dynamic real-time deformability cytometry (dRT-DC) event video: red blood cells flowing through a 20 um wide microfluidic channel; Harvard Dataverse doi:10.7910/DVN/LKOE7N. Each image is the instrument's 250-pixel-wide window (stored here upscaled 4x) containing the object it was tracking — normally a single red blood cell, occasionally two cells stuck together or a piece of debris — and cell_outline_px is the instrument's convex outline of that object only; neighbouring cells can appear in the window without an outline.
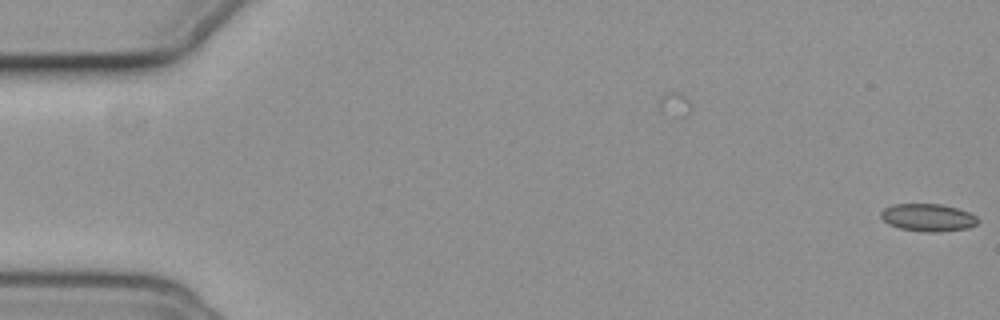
{"species": "common noctule bat (a hibernating species)", "species_latin": "Nyctalus noctula", "temperature_condition": "cold", "stored_images_in_passage": 3, "camera_frame_rate_fps": 3000, "um_per_image_px": 0.085, "animal": {"sex": "female", "body_mass_g": 19.3, "forearm_length_mm": 54.1}, "frame": {"image": 1, "passage_image": 3, "time_ms": 0.667, "image_size_px": [1000, 320], "cell_outline_px": [[980, 220], [976, 224], [968, 228], [936, 232], [932, 232], [900, 228], [888, 224], [880, 216], [880, 212], [884, 208], [892, 204], [940, 204], [956, 208], [968, 212], [976, 216]], "centroid_in_image_um": [78.87, 18.48], "position_along_channel_um": 6.1, "area_um2": 15.43}}